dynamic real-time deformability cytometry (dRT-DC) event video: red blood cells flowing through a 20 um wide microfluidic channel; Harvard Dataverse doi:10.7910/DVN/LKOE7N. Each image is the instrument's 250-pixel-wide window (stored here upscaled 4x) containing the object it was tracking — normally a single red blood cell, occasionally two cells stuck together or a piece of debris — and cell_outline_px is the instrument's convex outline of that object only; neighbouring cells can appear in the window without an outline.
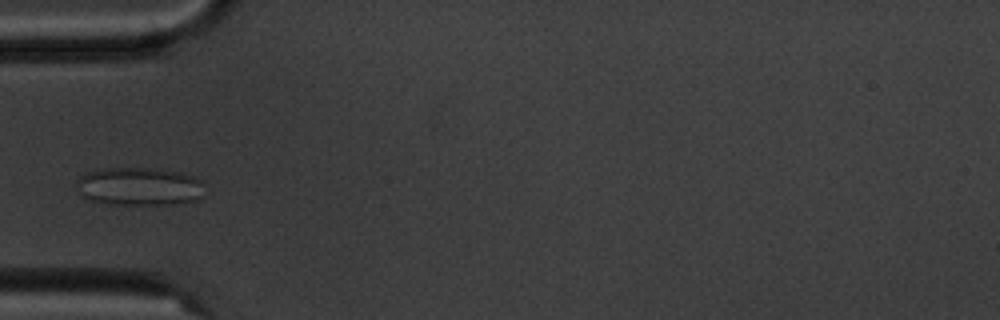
{"species": "common noctule bat (a hibernating species)", "species_latin": "Nyctalus noctula", "temperature_condition": "cold", "stored_images_in_passage": 6, "camera_frame_rate_fps": 3000, "um_per_image_px": 0.085, "animal": {"sex": "male", "body_mass_g": 20.1, "forearm_length_mm": 53.5}, "frame": {"image": 1, "passage_image": 6, "time_ms": 6.667, "image_size_px": [1000, 320], "cell_outline_px": [[204, 180], [200, 200], [176, 204], [108, 204], [92, 200], [80, 196], [76, 184], [76, 180], [80, 176], [88, 172], [100, 168], [156, 168], [180, 172], [196, 176]], "centroid_in_image_um": [11.86, 15.84], "position_along_channel_um": 73.1, "area_um2": 28.96}}